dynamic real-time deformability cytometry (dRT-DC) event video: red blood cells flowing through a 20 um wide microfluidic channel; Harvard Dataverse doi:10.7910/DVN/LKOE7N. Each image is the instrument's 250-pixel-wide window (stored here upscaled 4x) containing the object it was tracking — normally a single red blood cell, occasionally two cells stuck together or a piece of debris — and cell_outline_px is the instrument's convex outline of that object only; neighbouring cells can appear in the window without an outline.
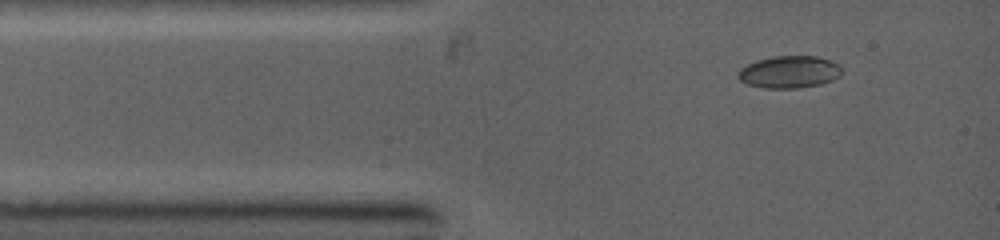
{"species": "common noctule bat (a hibernating species)", "species_latin": "Nyctalus noctula", "temperature_condition": "warm", "stored_images_in_passage": 6, "camera_frame_rate_fps": 5000, "um_per_image_px": 0.085, "animal": {"sex": "female", "body_mass_g": 19.0, "forearm_length_mm": 53.3}, "frame": {"image": 1, "passage_image": 1, "time_ms": 0.0, "image_size_px": [1000, 240], "cell_outline_px": [[844, 72], [840, 76], [832, 80], [820, 84], [796, 88], [764, 88], [748, 84], [740, 80], [736, 76], [736, 72], [740, 68], [756, 60], [772, 56], [816, 56], [832, 60], [840, 64]], "centroid_in_image_um": [67.11, 6.1], "position_along_channel_um": 17.9, "area_um2": 19.77}}
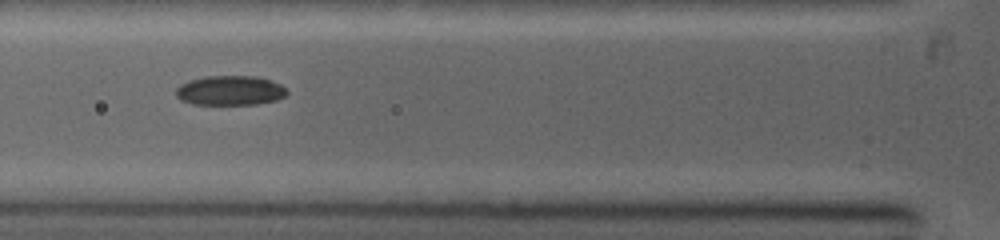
{"frame": {"image": 2, "passage_image": 5, "time_ms": 2.6, "image_size_px": [1000, 240], "cell_outline_px": [[288, 92], [284, 96], [276, 100], [256, 104], [192, 104], [180, 100], [176, 96], [176, 88], [180, 84], [188, 80], [204, 76], [252, 76], [268, 80], [280, 84]], "centroid_in_image_um": [19.5, 7.69], "position_along_channel_um": 106.3, "area_um2": 19.07}}
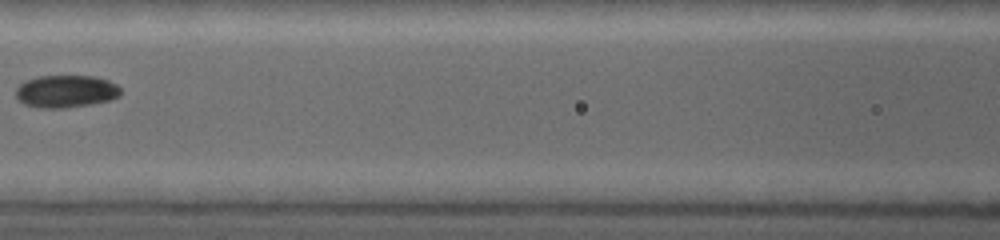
{"frame": {"image": 3, "passage_image": 6, "time_ms": 3.8, "image_size_px": [1000, 240], "cell_outline_px": [[120, 96], [112, 100], [92, 104], [64, 108], [40, 108], [24, 104], [16, 100], [16, 88], [20, 84], [28, 80], [40, 76], [96, 76], [108, 80], [116, 84], [120, 88]], "centroid_in_image_um": [5.62, 7.77], "position_along_channel_um": 161.0, "area_um2": 20.0}}